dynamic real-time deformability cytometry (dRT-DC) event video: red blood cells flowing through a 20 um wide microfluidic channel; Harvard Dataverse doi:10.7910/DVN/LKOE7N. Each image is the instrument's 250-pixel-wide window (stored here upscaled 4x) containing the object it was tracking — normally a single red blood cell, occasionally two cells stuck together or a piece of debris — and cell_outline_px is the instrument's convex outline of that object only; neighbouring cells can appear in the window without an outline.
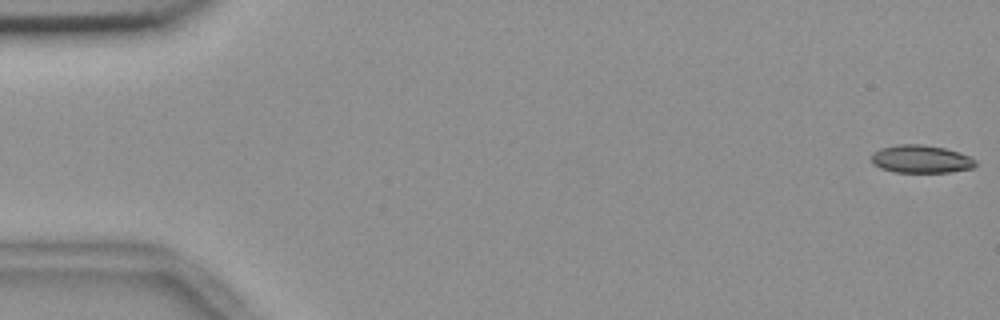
{"species": "common noctule bat (a hibernating species)", "species_latin": "Nyctalus noctula", "temperature_condition": "room temperature", "stored_images_in_passage": 56, "camera_frame_rate_fps": 3000, "um_per_image_px": 0.085, "animal": {"sex": "female", "body_mass_g": 18.4}, "frame": {"image": 1, "passage_image": 1, "time_ms": 0.0, "image_size_px": [1000, 320], "cell_outline_px": [[976, 164], [972, 168], [948, 172], [892, 172], [880, 168], [872, 164], [868, 156], [872, 152], [880, 148], [896, 144], [920, 144], [944, 148], [968, 156], [976, 160]], "centroid_in_image_um": [78.18, 13.52], "position_along_channel_um": 6.8, "area_um2": 17.05}}
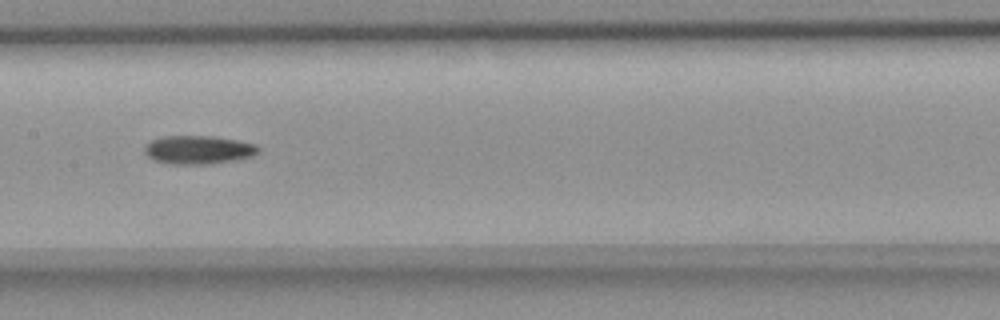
{"frame": {"image": 2, "passage_image": 28, "time_ms": 9.0, "image_size_px": [1000, 320], "cell_outline_px": [[260, 148], [252, 156], [236, 160], [208, 164], [172, 164], [156, 160], [148, 156], [144, 152], [144, 148], [152, 140], [164, 136], [212, 136], [236, 140], [256, 144]], "centroid_in_image_um": [16.87, 12.73], "position_along_channel_um": 190.5, "area_um2": 18.67}}
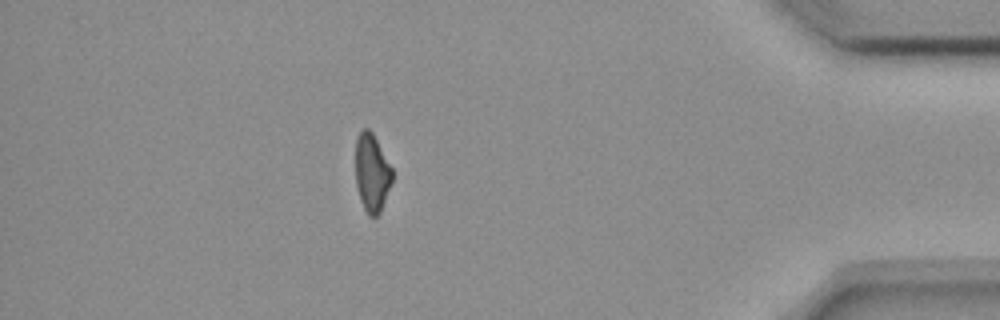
{"frame": {"image": 3, "passage_image": 49, "time_ms": 16.0, "image_size_px": [1000, 320], "cell_outline_px": [[392, 180], [380, 212], [376, 216], [368, 216], [360, 200], [356, 184], [356, 136], [364, 128], [368, 128], [372, 132], [392, 168]], "centroid_in_image_um": [31.6, 14.68], "position_along_channel_um": 403.6, "area_um2": 16.47}}